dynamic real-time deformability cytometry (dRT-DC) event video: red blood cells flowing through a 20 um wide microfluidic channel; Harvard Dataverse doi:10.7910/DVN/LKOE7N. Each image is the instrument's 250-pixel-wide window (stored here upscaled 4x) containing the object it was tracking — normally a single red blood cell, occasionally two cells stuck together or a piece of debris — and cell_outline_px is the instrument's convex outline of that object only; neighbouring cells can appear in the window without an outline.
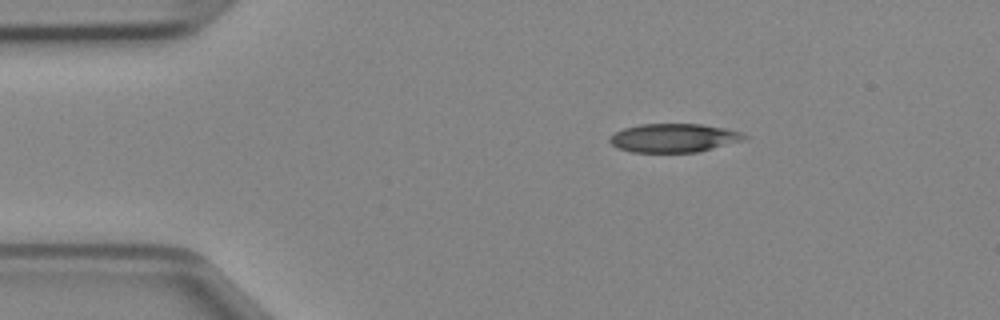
{"species": "Egyptian fruit bat (a non-hibernating species)", "species_latin": "Rousettus aegyptiacus", "temperature_condition": "cold", "stored_images_in_passage": 40, "camera_frame_rate_fps": 3000, "um_per_image_px": 0.085, "animal": {"sex": "female"}, "frame": {"image": 1, "passage_image": 1, "time_ms": 0.0, "image_size_px": [1000, 320], "cell_outline_px": [[748, 136], [744, 140], [696, 152], [632, 152], [620, 148], [612, 144], [608, 140], [616, 132], [624, 128], [640, 124], [700, 124], [724, 128], [740, 132]], "centroid_in_image_um": [57.27, 11.72], "position_along_channel_um": 27.7, "area_um2": 22.14}}
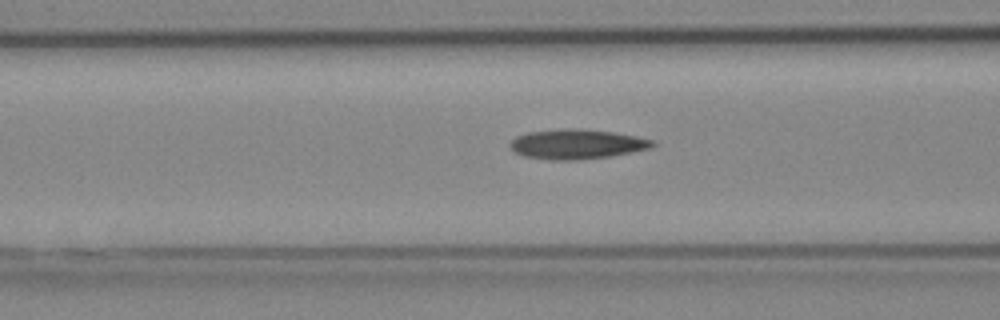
{"frame": {"image": 2, "passage_image": 11, "time_ms": 3.333, "image_size_px": [1000, 320], "cell_outline_px": [[656, 144], [648, 148], [632, 152], [608, 156], [580, 160], [548, 160], [524, 156], [516, 152], [508, 144], [516, 136], [528, 132], [564, 128], [576, 128], [612, 132], [636, 136], [652, 140]], "centroid_in_image_um": [48.99, 12.25], "position_along_channel_um": 117.6, "area_um2": 24.57}}
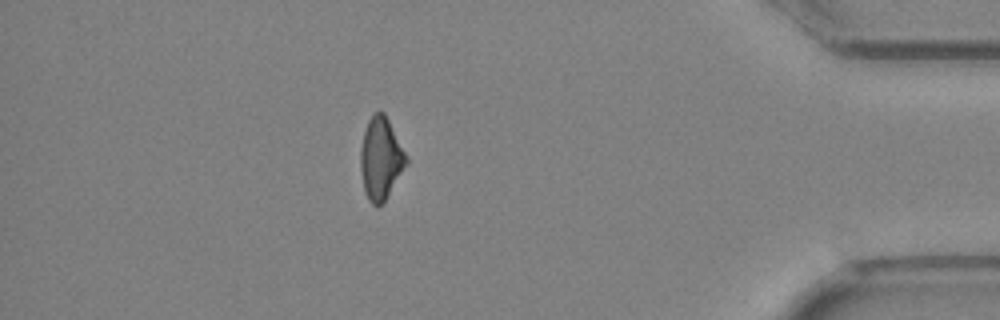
{"frame": {"image": 3, "passage_image": 34, "time_ms": 11.0, "image_size_px": [1000, 320], "cell_outline_px": [[408, 164], [384, 200], [380, 204], [372, 204], [368, 200], [364, 192], [360, 168], [360, 148], [364, 132], [368, 120], [372, 112], [384, 112], [408, 156]], "centroid_in_image_um": [32.36, 13.45], "position_along_channel_um": 402.8, "area_um2": 21.91}}